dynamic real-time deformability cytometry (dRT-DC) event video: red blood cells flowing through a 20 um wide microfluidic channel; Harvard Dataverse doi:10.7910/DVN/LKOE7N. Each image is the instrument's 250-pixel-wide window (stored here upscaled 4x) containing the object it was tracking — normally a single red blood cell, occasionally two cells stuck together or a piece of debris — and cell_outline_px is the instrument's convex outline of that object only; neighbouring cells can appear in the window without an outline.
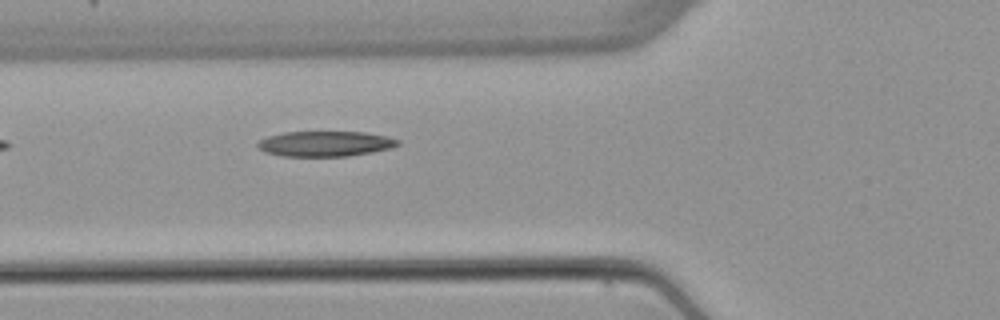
{"species": "common noctule bat (a hibernating species)", "species_latin": "Nyctalus noctula", "temperature_condition": "warm", "stored_images_in_passage": 3, "camera_frame_rate_fps": 3000, "um_per_image_px": 0.085, "animal": {"sex": "female", "body_mass_g": 22.7, "forearm_length_mm": 54.2}, "frame": {"image": 1, "passage_image": 3, "time_ms": 2.667, "image_size_px": [1000, 320], "cell_outline_px": [[400, 144], [392, 148], [372, 152], [348, 156], [284, 156], [264, 152], [256, 144], [260, 140], [268, 136], [284, 132], [364, 132], [384, 136], [400, 140]], "centroid_in_image_um": [27.65, 12.22], "position_along_channel_um": 98.1, "area_um2": 20.58}}